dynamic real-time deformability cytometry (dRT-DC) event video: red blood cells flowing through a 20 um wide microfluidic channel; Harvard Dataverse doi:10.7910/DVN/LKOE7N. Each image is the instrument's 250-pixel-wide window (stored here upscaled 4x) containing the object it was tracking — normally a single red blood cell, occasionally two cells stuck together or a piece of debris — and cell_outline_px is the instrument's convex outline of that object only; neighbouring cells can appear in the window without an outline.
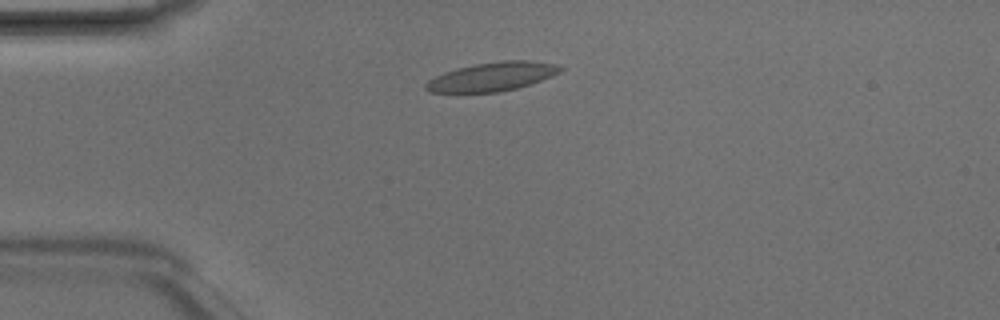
{"species": "Egyptian fruit bat (a non-hibernating species)", "species_latin": "Rousettus aegyptiacus", "temperature_condition": "room temperature", "stored_images_in_passage": 5, "camera_frame_rate_fps": 3000, "um_per_image_px": 0.085, "animal": {"sex": "male"}, "frame": {"image": 1, "passage_image": 1, "time_ms": 0.0, "image_size_px": [1000, 320], "cell_outline_px": [[564, 68], [560, 72], [552, 76], [516, 88], [500, 92], [428, 92], [424, 88], [424, 84], [428, 80], [444, 72], [476, 64], [504, 60], [528, 60], [560, 64]], "centroid_in_image_um": [41.86, 6.51], "position_along_channel_um": 43.1, "area_um2": 22.43}}